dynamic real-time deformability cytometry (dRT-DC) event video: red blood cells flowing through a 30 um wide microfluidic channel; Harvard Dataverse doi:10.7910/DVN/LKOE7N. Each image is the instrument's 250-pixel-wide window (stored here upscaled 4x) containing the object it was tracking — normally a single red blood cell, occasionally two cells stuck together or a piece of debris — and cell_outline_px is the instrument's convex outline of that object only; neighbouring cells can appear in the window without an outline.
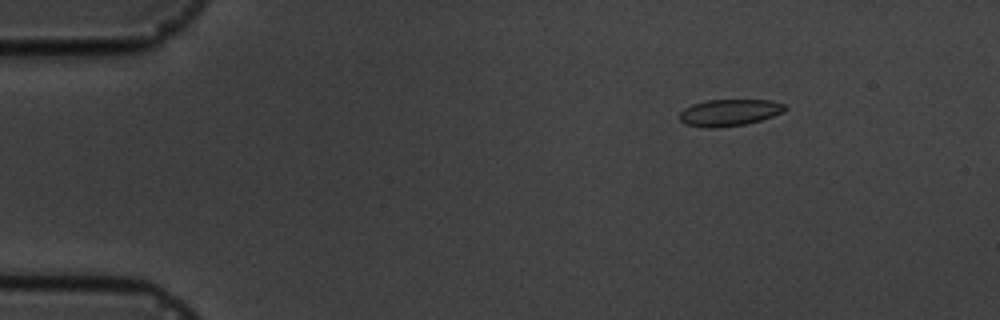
{"species": "common noctule bat (a hibernating species)", "species_latin": "Nyctalus noctula", "temperature_condition": "cold", "stored_images_in_passage": 6, "camera_frame_rate_fps": 3000, "um_per_image_px": 0.085, "animal": {"sex": "male", "body_mass_g": 19.5, "forearm_length_mm": 54.6}, "frame": {"image": 1, "passage_image": 2, "time_ms": 2.0, "image_size_px": [1000, 320], "cell_outline_px": [[788, 108], [784, 112], [760, 120], [744, 124], [716, 128], [704, 128], [684, 124], [680, 120], [680, 112], [684, 108], [692, 104], [704, 100], [768, 100], [784, 104]], "centroid_in_image_um": [61.97, 9.57], "position_along_channel_um": 23.0, "area_um2": 16.47}}
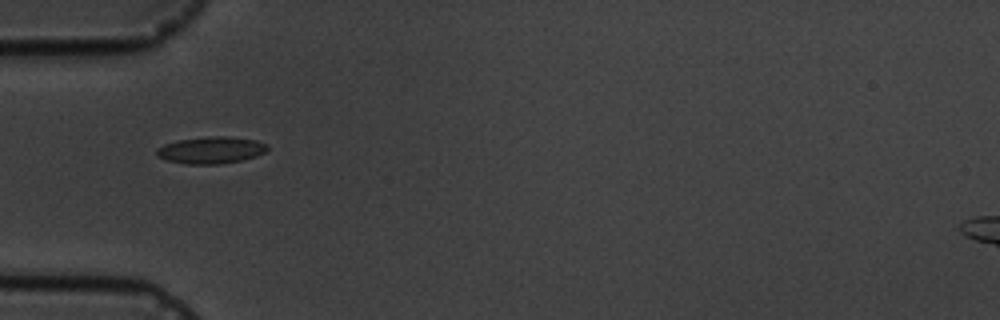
{"frame": {"image": 2, "passage_image": 5, "time_ms": 5.333, "image_size_px": [1000, 320], "cell_outline_px": [[268, 148], [264, 152], [256, 156], [244, 160], [220, 164], [184, 164], [168, 160], [156, 156], [156, 148], [164, 144], [180, 140], [212, 136], [228, 136], [256, 140], [268, 144]], "centroid_in_image_um": [17.95, 12.76], "position_along_channel_um": 67.1, "area_um2": 17.4}}
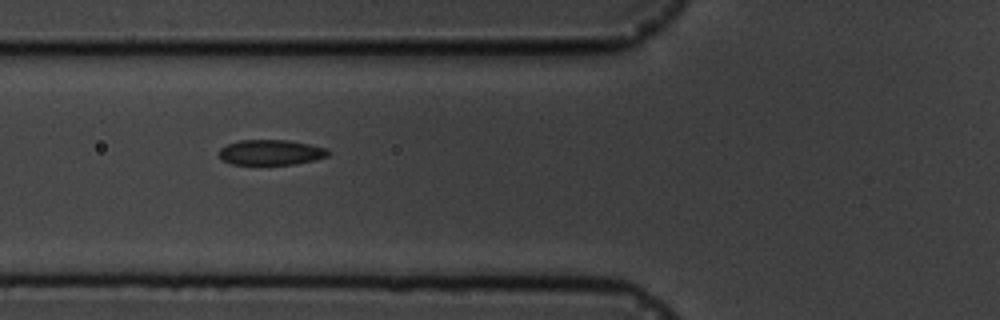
{"frame": {"image": 3, "passage_image": 6, "time_ms": 6.333, "image_size_px": [1000, 320], "cell_outline_px": [[332, 152], [328, 156], [316, 160], [296, 164], [232, 164], [224, 160], [220, 156], [220, 148], [228, 144], [240, 140], [288, 140], [328, 148]], "centroid_in_image_um": [23.1, 12.95], "position_along_channel_um": 102.7, "area_um2": 16.07}}